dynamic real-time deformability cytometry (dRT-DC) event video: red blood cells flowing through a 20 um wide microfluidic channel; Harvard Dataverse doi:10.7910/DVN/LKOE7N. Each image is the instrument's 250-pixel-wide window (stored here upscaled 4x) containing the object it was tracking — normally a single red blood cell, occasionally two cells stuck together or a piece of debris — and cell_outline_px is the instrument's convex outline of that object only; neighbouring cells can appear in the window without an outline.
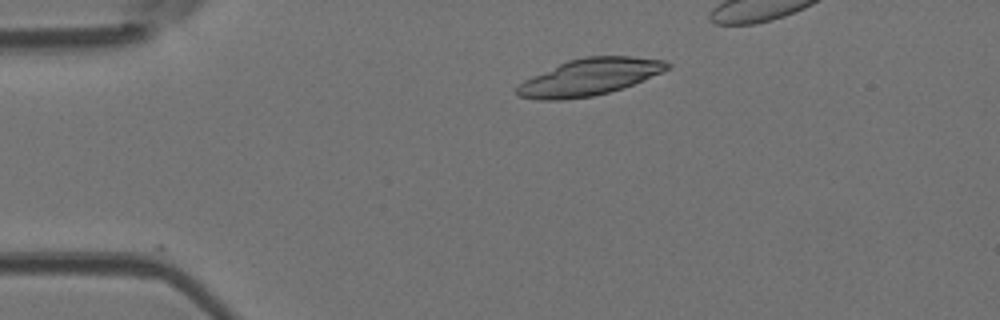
{"species": "Egyptian fruit bat (a non-hibernating species)", "species_latin": "Rousettus aegyptiacus", "temperature_condition": "room temperature", "stored_images_in_passage": 5, "camera_frame_rate_fps": 3000, "um_per_image_px": 0.085, "animal": {"sex": "female"}, "frame": {"image": 1, "passage_image": 3, "time_ms": 0.667, "image_size_px": [1000, 320], "cell_outline_px": [[672, 68], [632, 84], [608, 92], [592, 96], [560, 100], [540, 100], [520, 96], [516, 92], [516, 88], [524, 80], [532, 76], [568, 60], [588, 56], [632, 56], [664, 60], [672, 64]], "centroid_in_image_um": [50.13, 6.54], "position_along_channel_um": 34.9, "area_um2": 31.85}}